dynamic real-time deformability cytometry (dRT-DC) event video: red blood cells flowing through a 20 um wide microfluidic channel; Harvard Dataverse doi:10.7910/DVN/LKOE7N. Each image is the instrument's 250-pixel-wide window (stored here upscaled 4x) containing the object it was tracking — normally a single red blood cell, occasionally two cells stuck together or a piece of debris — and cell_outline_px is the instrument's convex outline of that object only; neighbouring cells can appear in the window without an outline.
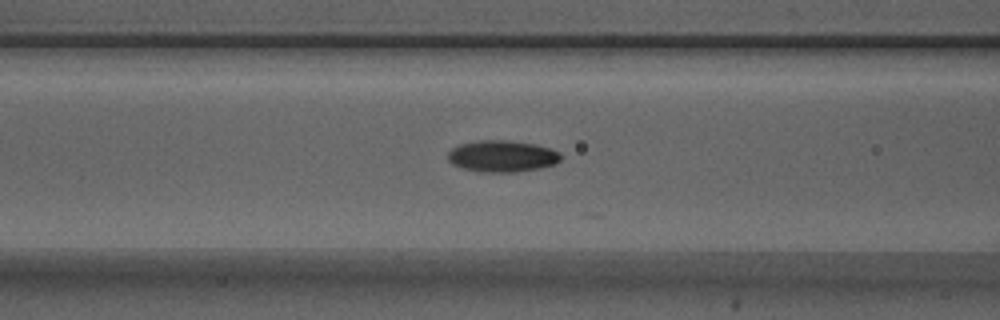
{"species": "Egyptian fruit bat (a non-hibernating species)", "species_latin": "Rousettus aegyptiacus", "temperature_condition": "warm", "stored_images_in_passage": 32, "camera_frame_rate_fps": 3000, "um_per_image_px": 0.085, "animal": {"sex": "male"}, "frame": {"image": 1, "passage_image": 8, "time_ms": 2.333, "image_size_px": [1000, 320], "cell_outline_px": [[560, 160], [556, 164], [540, 168], [516, 172], [480, 172], [464, 168], [452, 164], [448, 160], [448, 152], [452, 148], [460, 144], [480, 140], [508, 140], [536, 144], [560, 152]], "centroid_in_image_um": [42.68, 13.27], "position_along_channel_um": 123.9, "area_um2": 20.81}}
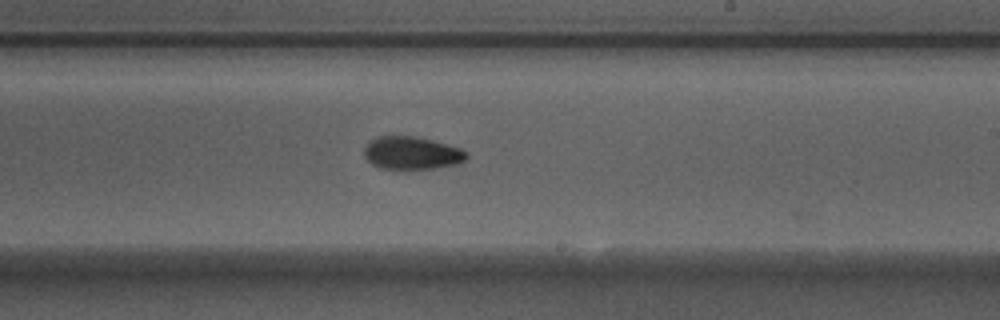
{"frame": {"image": 2, "passage_image": 18, "time_ms": 5.667, "image_size_px": [1000, 320], "cell_outline_px": [[468, 156], [460, 164], [432, 168], [380, 168], [372, 164], [364, 156], [364, 148], [368, 140], [376, 136], [416, 136], [432, 140], [460, 148]], "centroid_in_image_um": [34.96, 12.99], "position_along_channel_um": 254.0, "area_um2": 19.48}}
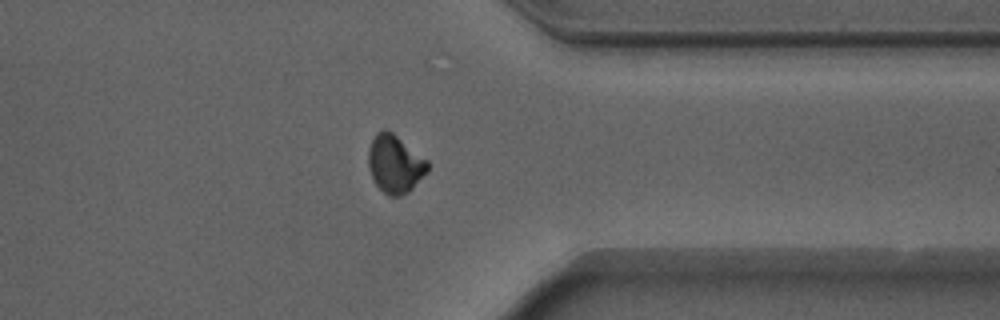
{"frame": {"image": 3, "passage_image": 28, "time_ms": 9.0, "image_size_px": [1000, 320], "cell_outline_px": [[428, 172], [408, 192], [400, 196], [388, 196], [376, 184], [372, 176], [368, 164], [368, 148], [376, 132], [384, 128], [388, 128], [428, 160]], "centroid_in_image_um": [33.57, 13.9], "position_along_channel_um": 377.8, "area_um2": 20.17}, "authors_computed_cell_mechanics": {"area_um2": 19.8832, "velocity_mm_per_s": 3.9117, "shape_relaxation_time_tau1_ms": 3.2799, "shape_relaxation_time_tau2_ms": 2.3815, "deformation_change_tau1": 0.1117, "deformation_change_tau2": 0.0628}}